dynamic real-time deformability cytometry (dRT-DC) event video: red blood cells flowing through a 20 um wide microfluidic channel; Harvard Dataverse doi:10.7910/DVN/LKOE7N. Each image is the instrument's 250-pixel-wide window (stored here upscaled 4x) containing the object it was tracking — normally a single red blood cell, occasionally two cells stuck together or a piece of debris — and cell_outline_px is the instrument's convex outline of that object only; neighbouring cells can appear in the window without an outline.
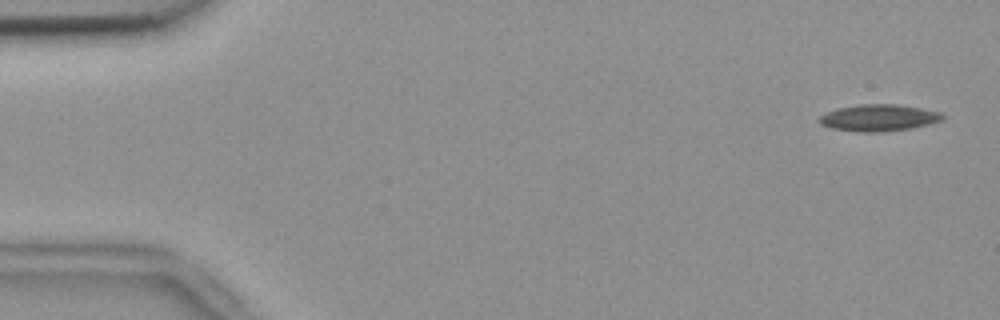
{"species": "common noctule bat (a hibernating species)", "species_latin": "Nyctalus noctula", "temperature_condition": "room temperature", "stored_images_in_passage": 52, "camera_frame_rate_fps": 3000, "um_per_image_px": 0.085, "animal": {"sex": "female", "body_mass_g": 18.4}, "frame": {"image": 1, "passage_image": 1, "time_ms": 0.0, "image_size_px": [1000, 320], "cell_outline_px": [[944, 116], [940, 120], [928, 124], [912, 128], [884, 132], [860, 132], [832, 128], [820, 124], [816, 120], [820, 116], [828, 112], [840, 108], [860, 104], [896, 104], [920, 108], [940, 112]], "centroid_in_image_um": [74.67, 10.02], "position_along_channel_um": 10.3, "area_um2": 19.02}}
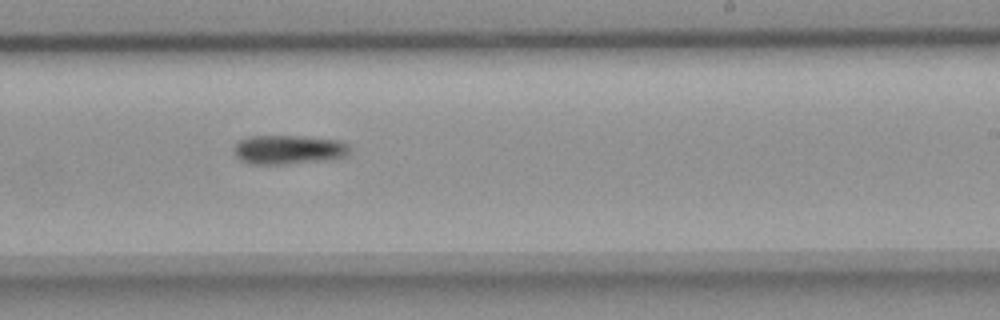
{"frame": {"image": 2, "passage_image": 32, "time_ms": 10.333, "image_size_px": [1000, 320], "cell_outline_px": [[352, 152], [348, 156], [332, 160], [284, 164], [252, 164], [240, 160], [236, 156], [236, 144], [240, 140], [248, 136], [300, 136], [340, 140], [348, 144], [352, 148]], "centroid_in_image_um": [24.64, 12.72], "position_along_channel_um": 264.4, "area_um2": 19.94}}
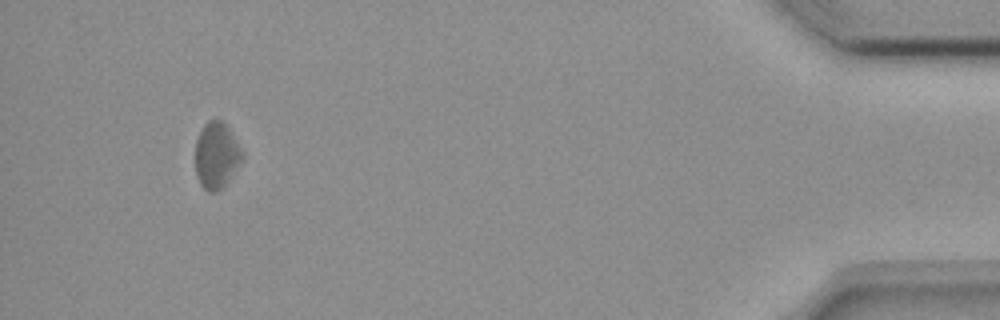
{"frame": {"image": 3, "passage_image": 50, "time_ms": 16.333, "image_size_px": [1000, 320], "cell_outline_px": [[244, 156], [224, 188], [212, 192], [208, 192], [200, 184], [196, 176], [196, 140], [204, 124], [208, 120], [220, 120], [228, 128], [244, 152]], "centroid_in_image_um": [18.4, 13.23], "position_along_channel_um": 416.8, "area_um2": 18.03}, "authors_computed_cell_mechanics": {"area_um2": 19.0162, "velocity_mm_per_s": 3.7081, "shape_relaxation_time_tau1_ms": 3.004, "shape_relaxation_time_tau2_ms": null, "deformation_change_tau1": 0.0708, "deformation_change_tau2": null}}